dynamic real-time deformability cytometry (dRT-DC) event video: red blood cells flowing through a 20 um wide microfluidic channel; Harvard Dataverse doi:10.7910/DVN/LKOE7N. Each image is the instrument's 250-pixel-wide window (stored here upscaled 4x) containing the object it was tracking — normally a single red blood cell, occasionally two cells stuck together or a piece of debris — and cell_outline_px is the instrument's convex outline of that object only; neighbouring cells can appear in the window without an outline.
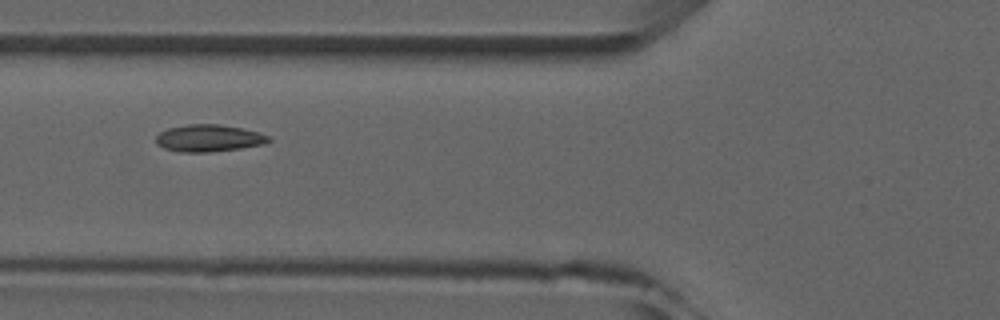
{"species": "common noctule bat (a hibernating species)", "species_latin": "Nyctalus noctula", "temperature_condition": "room temperature", "stored_images_in_passage": 5, "camera_frame_rate_fps": 3000, "um_per_image_px": 0.085, "animal": {"sex": "male", "forearm_length_mm": 52.5}, "frame": {"image": 1, "passage_image": 5, "time_ms": 4.333, "image_size_px": [1000, 320], "cell_outline_px": [[272, 140], [264, 144], [240, 148], [212, 152], [176, 152], [164, 148], [156, 144], [156, 136], [160, 132], [168, 128], [188, 124], [220, 124], [240, 128], [256, 132], [268, 136]], "centroid_in_image_um": [17.7, 11.75], "position_along_channel_um": 108.1, "area_um2": 17.74}}